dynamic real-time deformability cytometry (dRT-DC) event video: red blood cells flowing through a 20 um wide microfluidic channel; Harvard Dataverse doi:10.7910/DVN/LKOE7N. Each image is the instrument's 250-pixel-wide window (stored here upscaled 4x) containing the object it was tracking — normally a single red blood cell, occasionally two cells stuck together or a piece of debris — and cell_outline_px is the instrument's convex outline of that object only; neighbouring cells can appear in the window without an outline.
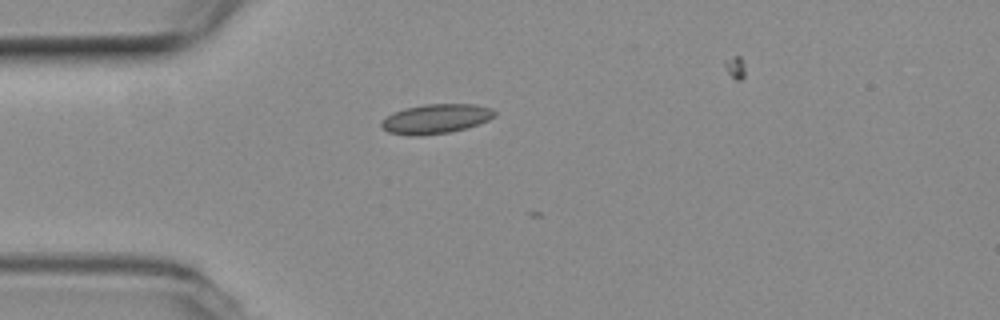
{"species": "common noctule bat (a hibernating species)", "species_latin": "Nyctalus noctula", "temperature_condition": "room temperature", "stored_images_in_passage": 3, "camera_frame_rate_fps": 3000, "um_per_image_px": 0.085, "animal": {"sex": "female", "body_mass_g": 19.3, "forearm_length_mm": 54.1}, "frame": {"image": 1, "passage_image": 1, "time_ms": 0.0, "image_size_px": [1000, 320], "cell_outline_px": [[496, 116], [488, 120], [464, 128], [448, 132], [420, 136], [412, 136], [388, 132], [380, 124], [392, 112], [404, 108], [424, 104], [476, 104], [492, 108], [496, 112]], "centroid_in_image_um": [37.06, 10.09], "position_along_channel_um": 47.9, "area_um2": 19.36}}